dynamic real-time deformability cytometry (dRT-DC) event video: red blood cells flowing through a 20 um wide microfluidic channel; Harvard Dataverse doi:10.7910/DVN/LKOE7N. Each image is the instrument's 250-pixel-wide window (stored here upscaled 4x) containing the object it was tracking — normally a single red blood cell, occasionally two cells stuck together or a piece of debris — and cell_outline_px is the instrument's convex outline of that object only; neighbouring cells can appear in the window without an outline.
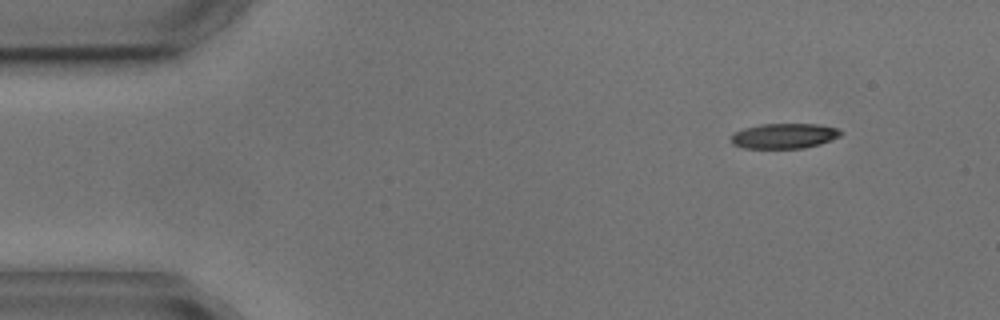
{"species": "common noctule bat (a hibernating species)", "species_latin": "Nyctalus noctula", "temperature_condition": "cold", "stored_images_in_passage": 6, "camera_frame_rate_fps": 3000, "um_per_image_px": 0.085, "animal": {"sex": "male", "body_mass_g": 17.9, "forearm_length_mm": 54.2}, "frame": {"image": 1, "passage_image": 1, "time_ms": 0.0, "image_size_px": [1000, 320], "cell_outline_px": [[844, 132], [840, 136], [820, 144], [804, 148], [744, 148], [732, 144], [732, 136], [736, 132], [744, 128], [760, 124], [820, 124], [836, 128]], "centroid_in_image_um": [66.68, 11.55], "position_along_channel_um": 18.3, "area_um2": 16.01}}
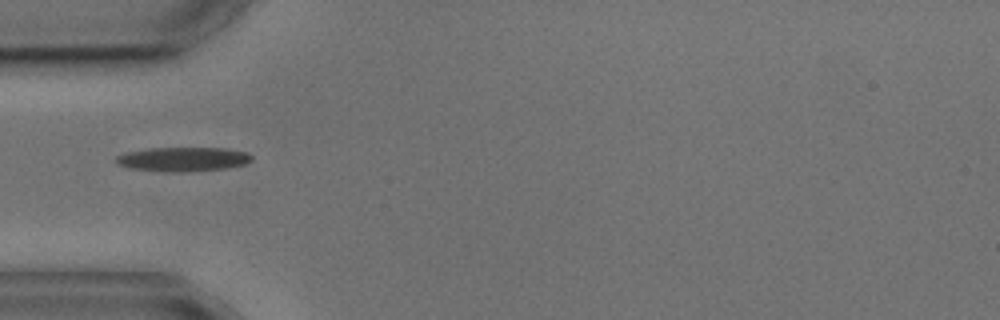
{"frame": {"image": 2, "passage_image": 4, "time_ms": 3.667, "image_size_px": [1000, 320], "cell_outline_px": [[252, 160], [244, 164], [224, 168], [168, 172], [128, 168], [116, 164], [116, 156], [124, 152], [148, 148], [228, 148], [248, 152], [252, 156]], "centroid_in_image_um": [15.51, 13.51], "position_along_channel_um": 69.5, "area_um2": 19.07}}
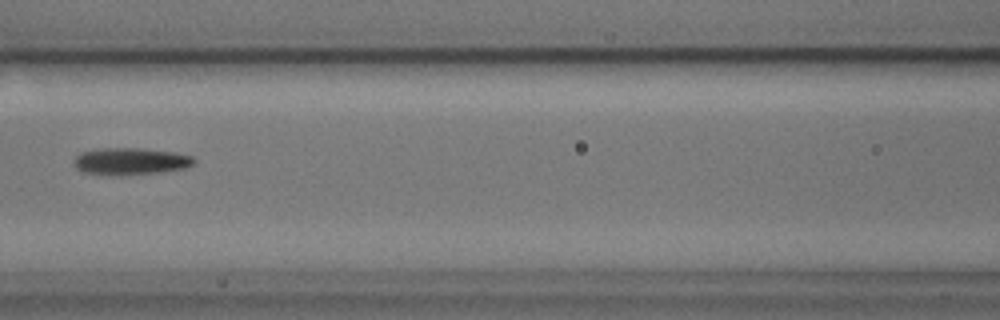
{"frame": {"image": 3, "passage_image": 6, "time_ms": 6.0, "image_size_px": [1000, 320], "cell_outline_px": [[196, 160], [192, 164], [184, 168], [156, 172], [84, 172], [76, 168], [76, 156], [80, 152], [104, 148], [136, 148], [176, 152], [192, 156]], "centroid_in_image_um": [11.16, 13.64], "position_along_channel_um": 155.4, "area_um2": 17.57}}